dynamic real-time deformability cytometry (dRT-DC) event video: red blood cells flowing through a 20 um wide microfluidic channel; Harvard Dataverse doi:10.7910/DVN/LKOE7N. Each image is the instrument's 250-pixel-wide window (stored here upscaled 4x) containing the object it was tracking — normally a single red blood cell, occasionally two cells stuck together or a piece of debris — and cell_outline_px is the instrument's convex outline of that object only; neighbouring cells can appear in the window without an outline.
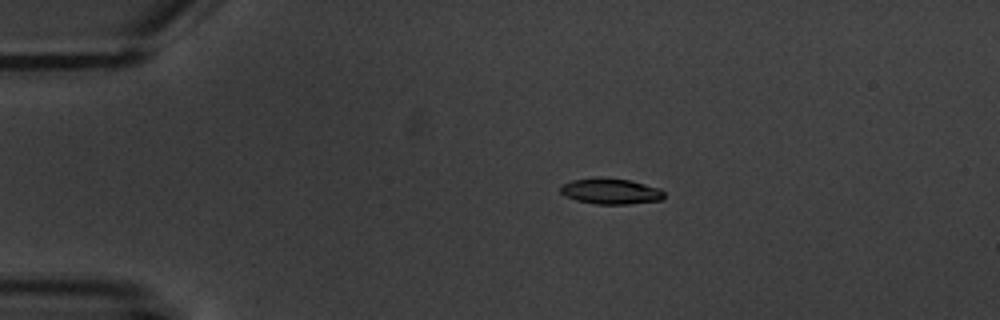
{"species": "common noctule bat (a hibernating species)", "species_latin": "Nyctalus noctula", "temperature_condition": "warm", "stored_images_in_passage": 7, "camera_frame_rate_fps": 3000, "um_per_image_px": 0.085, "animal": {"sex": "male", "body_mass_g": 20.1, "forearm_length_mm": 53.5}, "frame": {"image": 1, "passage_image": 2, "time_ms": 1.333, "image_size_px": [1000, 320], "cell_outline_px": [[664, 200], [628, 204], [596, 204], [576, 200], [564, 196], [560, 192], [560, 184], [572, 180], [596, 176], [632, 180], [660, 188], [664, 192]], "centroid_in_image_um": [51.9, 16.24], "position_along_channel_um": 33.1, "area_um2": 16.01}}
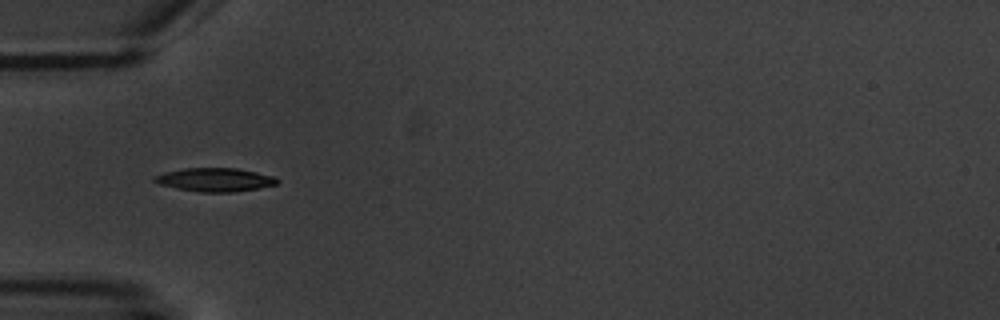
{"frame": {"image": 2, "passage_image": 4, "time_ms": 3.667, "image_size_px": [1000, 320], "cell_outline_px": [[280, 180], [276, 184], [236, 192], [200, 192], [176, 188], [160, 184], [152, 180], [152, 176], [164, 172], [184, 168], [236, 168], [276, 176]], "centroid_in_image_um": [18.26, 15.27], "position_along_channel_um": 66.7, "area_um2": 16.88}}